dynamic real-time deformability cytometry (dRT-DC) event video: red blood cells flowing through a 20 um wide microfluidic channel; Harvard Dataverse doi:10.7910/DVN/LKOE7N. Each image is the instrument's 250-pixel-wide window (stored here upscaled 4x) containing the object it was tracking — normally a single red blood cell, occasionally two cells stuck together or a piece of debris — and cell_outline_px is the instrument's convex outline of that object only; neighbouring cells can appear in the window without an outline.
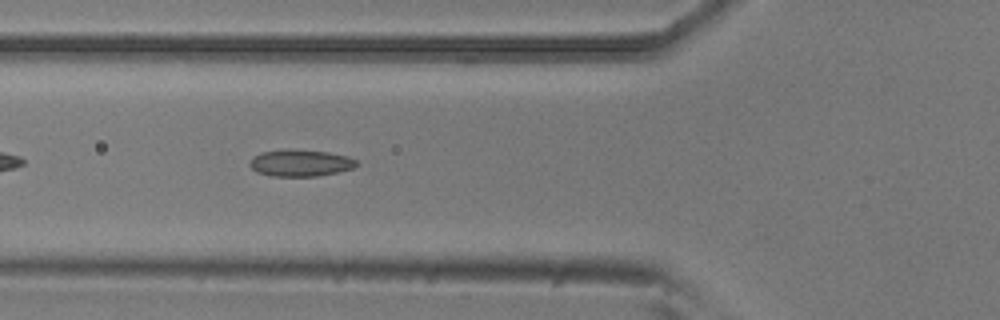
{"species": "common noctule bat (a hibernating species)", "species_latin": "Nyctalus noctula", "temperature_condition": "room temperature", "stored_images_in_passage": 40, "camera_frame_rate_fps": 3000, "um_per_image_px": 0.085, "animal": {"sex": "male", "body_mass_g": 20.5, "forearm_length_mm": 52.5}, "frame": {"image": 1, "passage_image": 6, "time_ms": 1.667, "image_size_px": [1000, 320], "cell_outline_px": [[360, 164], [352, 168], [336, 172], [316, 176], [272, 176], [256, 172], [248, 164], [252, 156], [260, 152], [284, 148], [328, 152], [348, 156], [356, 160]], "centroid_in_image_um": [25.49, 13.83], "position_along_channel_um": 100.3, "area_um2": 16.88}}
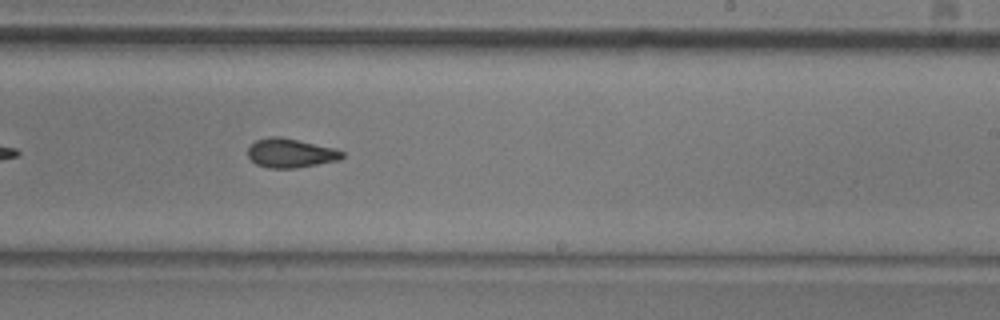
{"frame": {"image": 2, "passage_image": 19, "time_ms": 6.0, "image_size_px": [1000, 320], "cell_outline_px": [[344, 156], [340, 160], [296, 168], [268, 168], [256, 164], [248, 156], [248, 148], [256, 140], [268, 136], [280, 136], [332, 148], [344, 152]], "centroid_in_image_um": [24.68, 13.02], "position_along_channel_um": 264.3, "area_um2": 15.9}}
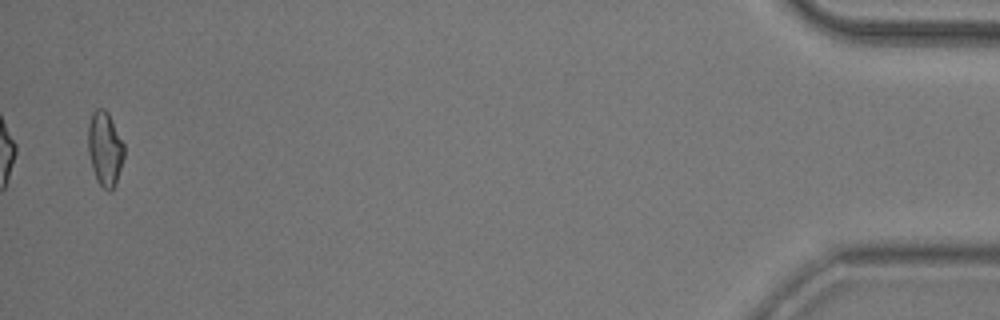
{"frame": {"image": 3, "passage_image": 39, "time_ms": 12.667, "image_size_px": [1000, 320], "cell_outline_px": [[124, 156], [116, 184], [112, 192], [108, 192], [96, 180], [92, 168], [88, 152], [88, 124], [92, 112], [96, 108], [104, 108], [108, 112], [124, 144]], "centroid_in_image_um": [8.91, 12.65], "position_along_channel_um": 426.3, "area_um2": 15.78}, "authors_computed_cell_mechanics": {"area_um2": 15.895, "velocity_mm_per_s": 3.7789, "shape_relaxation_time_tau1_ms": 5.8624, "shape_relaxation_time_tau2_ms": 2.894, "deformation_change_tau1": 0.1213, "deformation_change_tau2": 0.0962}}